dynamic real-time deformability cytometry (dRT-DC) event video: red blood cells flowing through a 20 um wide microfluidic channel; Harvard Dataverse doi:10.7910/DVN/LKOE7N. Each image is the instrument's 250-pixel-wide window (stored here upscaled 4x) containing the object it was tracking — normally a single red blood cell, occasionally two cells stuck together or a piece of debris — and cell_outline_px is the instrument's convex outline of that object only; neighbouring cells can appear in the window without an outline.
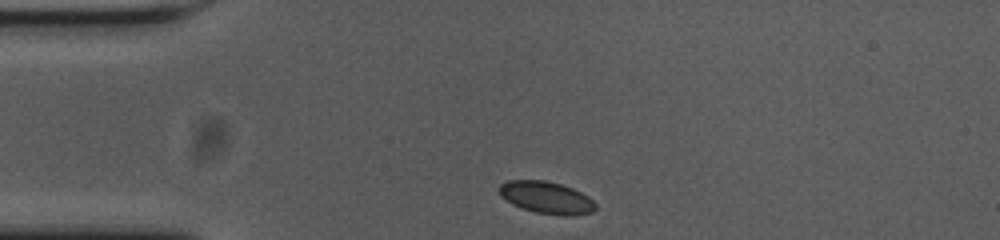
{"species": "common noctule bat (a hibernating species)", "species_latin": "Nyctalus noctula", "temperature_condition": "cold", "stored_images_in_passage": 35, "camera_frame_rate_fps": 3000, "um_per_image_px": 0.085, "animal": {"sex": "female", "body_mass_g": 23.0, "forearm_length_mm": 53.4}, "frame": {"image": 1, "passage_image": 1, "time_ms": 0.0, "image_size_px": [1000, 240], "cell_outline_px": [[596, 208], [592, 212], [568, 216], [564, 216], [536, 212], [512, 204], [500, 196], [500, 184], [508, 180], [544, 180], [560, 184], [572, 188], [588, 196], [596, 204]], "centroid_in_image_um": [46.45, 16.79], "position_along_channel_um": 38.5, "area_um2": 17.86}}
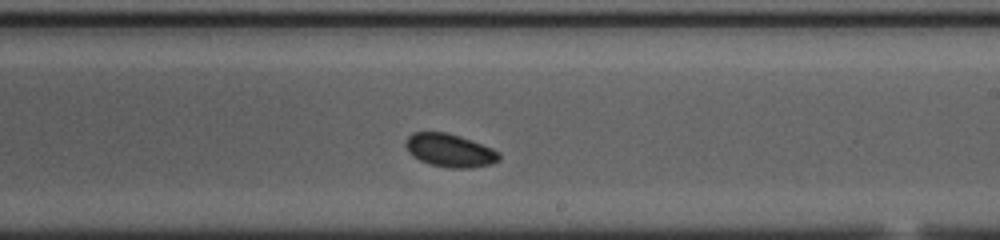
{"frame": {"image": 2, "passage_image": 21, "time_ms": 6.667, "image_size_px": [1000, 240], "cell_outline_px": [[500, 160], [492, 164], [472, 168], [448, 168], [428, 164], [412, 156], [408, 152], [404, 144], [408, 136], [412, 132], [444, 132], [460, 136], [472, 140], [492, 148], [500, 152]], "centroid_in_image_um": [38.23, 12.79], "position_along_channel_um": 250.8, "area_um2": 18.32}}
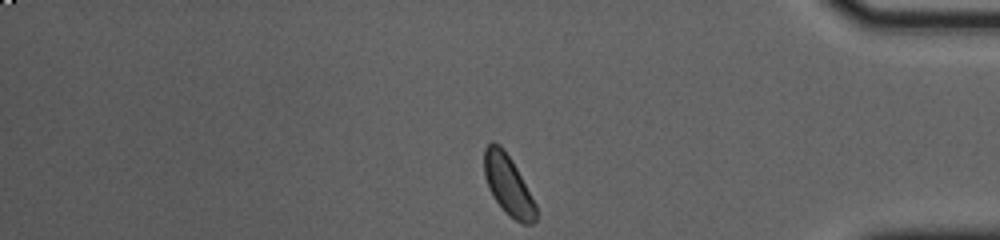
{"frame": {"image": 3, "passage_image": 35, "time_ms": 11.333, "image_size_px": [1000, 240], "cell_outline_px": [[536, 220], [532, 224], [520, 224], [492, 196], [484, 176], [484, 148], [488, 144], [500, 144], [512, 160], [536, 204]], "centroid_in_image_um": [43.19, 15.72], "position_along_channel_um": 392.0, "area_um2": 17.63}, "authors_computed_cell_mechanics": {"area_um2": 17.8602, "velocity_mm_per_s": 3.625, "shape_relaxation_time_tau1_ms": 4.1174, "shape_relaxation_time_tau2_ms": null, "deformation_change_tau1": 0.0871, "deformation_change_tau2": null}}